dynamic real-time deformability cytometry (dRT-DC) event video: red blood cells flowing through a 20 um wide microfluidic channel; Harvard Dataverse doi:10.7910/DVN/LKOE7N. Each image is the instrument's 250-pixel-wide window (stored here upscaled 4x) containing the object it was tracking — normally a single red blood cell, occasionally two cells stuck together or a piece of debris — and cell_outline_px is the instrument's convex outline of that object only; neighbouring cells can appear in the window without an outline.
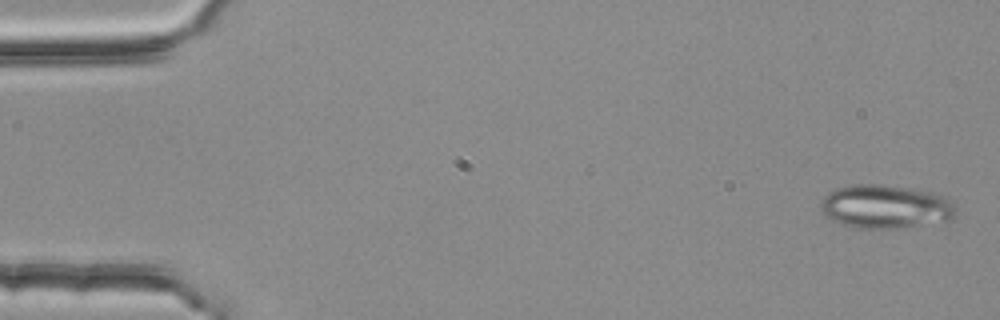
{"species": "common noctule bat (a hibernating species)", "species_latin": "Nyctalus noctula", "temperature_condition": "room temperature", "stored_images_in_passage": 4, "camera_frame_rate_fps": 3000, "um_per_image_px": 0.085, "animal": {"sex": "female", "body_mass_g": 25.1}, "frame": {"image": 1, "passage_image": 1, "time_ms": 0.0, "image_size_px": [1000, 320], "cell_outline_px": [[956, 216], [952, 220], [900, 228], [856, 228], [840, 224], [832, 220], [820, 208], [820, 200], [828, 192], [836, 188], [852, 184], [880, 184], [936, 192], [956, 204]], "centroid_in_image_um": [75.29, 17.56], "position_along_channel_um": 9.7, "area_um2": 34.74}}